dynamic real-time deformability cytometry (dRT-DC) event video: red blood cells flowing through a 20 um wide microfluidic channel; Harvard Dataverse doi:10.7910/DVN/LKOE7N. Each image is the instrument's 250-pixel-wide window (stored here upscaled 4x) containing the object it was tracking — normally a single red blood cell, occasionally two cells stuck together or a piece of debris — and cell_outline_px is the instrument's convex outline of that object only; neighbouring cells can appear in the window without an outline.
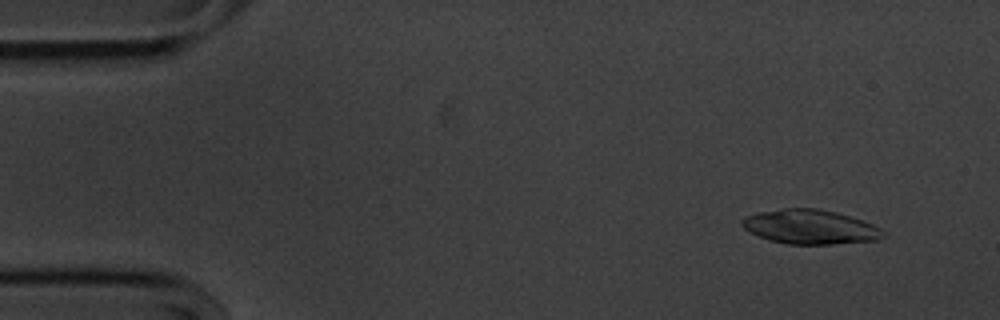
{"species": "common noctule bat (a hibernating species)", "species_latin": "Nyctalus noctula", "temperature_condition": "cold", "stored_images_in_passage": 51, "camera_frame_rate_fps": 3000, "um_per_image_px": 0.085, "animal": {"sex": "male", "body_mass_g": 20.1, "forearm_length_mm": 53.5}, "frame": {"image": 1, "passage_image": 1, "time_ms": 0.0, "image_size_px": [1000, 320], "cell_outline_px": [[884, 236], [876, 240], [832, 244], [788, 244], [772, 240], [760, 236], [744, 228], [740, 224], [740, 220], [744, 216], [760, 212], [784, 208], [816, 208], [836, 212], [872, 224], [880, 228], [884, 232]], "centroid_in_image_um": [68.84, 19.28], "position_along_channel_um": 16.2, "area_um2": 27.92}}